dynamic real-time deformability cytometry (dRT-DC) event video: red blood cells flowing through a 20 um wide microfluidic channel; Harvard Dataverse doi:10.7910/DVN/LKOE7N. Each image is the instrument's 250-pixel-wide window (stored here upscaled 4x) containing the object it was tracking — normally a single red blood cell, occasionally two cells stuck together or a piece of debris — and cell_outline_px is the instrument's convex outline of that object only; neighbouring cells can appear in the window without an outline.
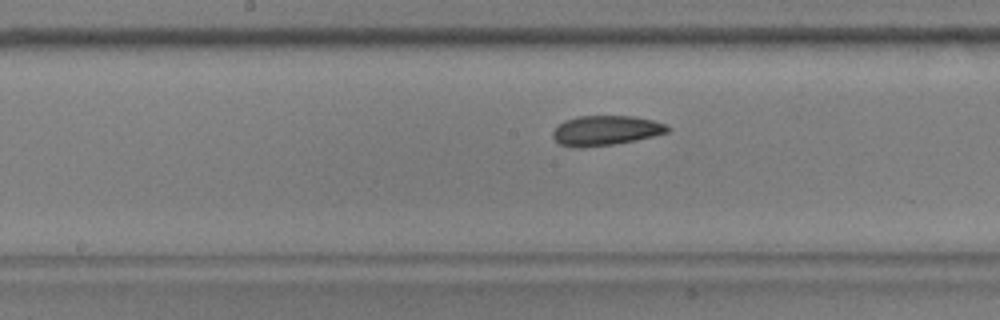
{"species": "common noctule bat (a hibernating species)", "species_latin": "Nyctalus noctula", "temperature_condition": "warm", "stored_images_in_passage": 42, "camera_frame_rate_fps": 3000, "um_per_image_px": 0.085, "animal": {"sex": "male", "body_mass_g": 17.9, "forearm_length_mm": 54.2}, "frame": {"image": 1, "passage_image": 22, "time_ms": 7.0, "image_size_px": [1000, 320], "cell_outline_px": [[672, 128], [668, 132], [636, 140], [612, 144], [580, 148], [576, 148], [560, 144], [552, 136], [552, 132], [564, 120], [576, 116], [632, 116], [652, 120], [664, 124]], "centroid_in_image_um": [51.47, 11.09], "position_along_channel_um": 196.7, "area_um2": 19.83}}
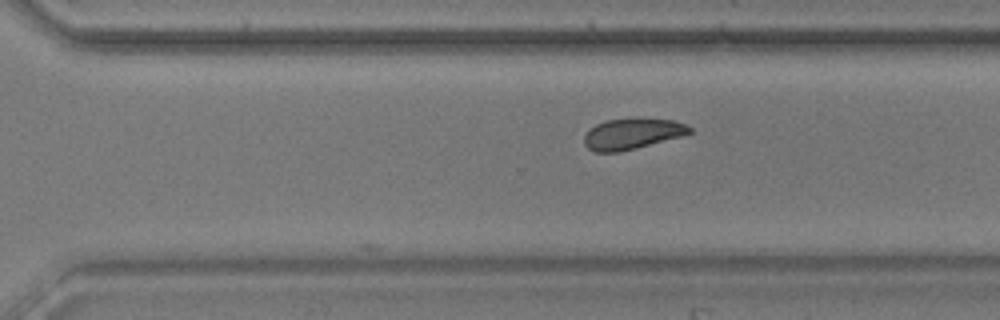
{"frame": {"image": 2, "passage_image": 32, "time_ms": 10.333, "image_size_px": [1000, 320], "cell_outline_px": [[692, 132], [680, 136], [636, 148], [620, 152], [596, 152], [588, 148], [584, 144], [584, 136], [588, 128], [596, 124], [608, 120], [672, 120], [688, 124], [692, 128]], "centroid_in_image_um": [53.7, 11.4], "position_along_channel_um": 316.9, "area_um2": 18.44}}
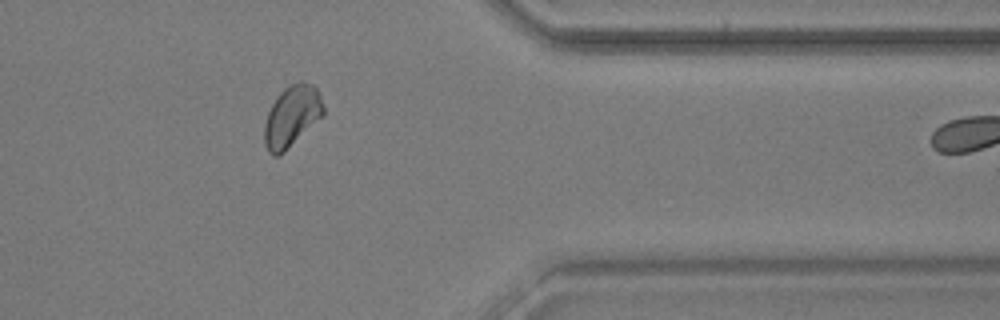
{"frame": {"image": 3, "passage_image": 39, "time_ms": 12.667, "image_size_px": [1000, 320], "cell_outline_px": [[324, 116], [284, 152], [276, 156], [272, 156], [268, 152], [264, 144], [264, 124], [268, 112], [276, 96], [284, 88], [300, 80], [304, 80], [312, 84], [316, 88], [320, 96], [324, 108]], "centroid_in_image_um": [24.81, 9.88], "position_along_channel_um": 386.6, "area_um2": 21.27}}